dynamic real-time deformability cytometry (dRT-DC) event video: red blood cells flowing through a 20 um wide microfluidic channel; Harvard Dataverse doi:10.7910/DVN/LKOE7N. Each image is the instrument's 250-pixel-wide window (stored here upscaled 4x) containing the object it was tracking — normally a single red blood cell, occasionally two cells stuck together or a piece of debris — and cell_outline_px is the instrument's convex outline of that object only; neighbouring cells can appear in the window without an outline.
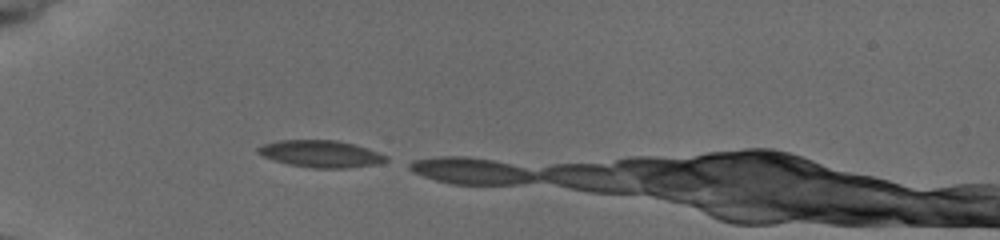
{"species": "common noctule bat (a hibernating species)", "species_latin": "Nyctalus noctula", "temperature_condition": "cold", "stored_images_in_passage": 3, "camera_frame_rate_fps": 3000, "um_per_image_px": 0.085, "animal": {"sex": "female", "body_mass_g": 19.5, "forearm_length_mm": 54.1}, "frame": {"image": 1, "passage_image": 1, "time_ms": 0.0, "image_size_px": [1000, 240], "cell_outline_px": [[388, 160], [376, 164], [348, 168], [312, 168], [288, 164], [264, 156], [256, 152], [256, 148], [264, 144], [280, 140], [336, 140], [352, 144], [388, 156]], "centroid_in_image_um": [27.24, 13.08], "position_along_channel_um": 57.8, "area_um2": 19.83}}